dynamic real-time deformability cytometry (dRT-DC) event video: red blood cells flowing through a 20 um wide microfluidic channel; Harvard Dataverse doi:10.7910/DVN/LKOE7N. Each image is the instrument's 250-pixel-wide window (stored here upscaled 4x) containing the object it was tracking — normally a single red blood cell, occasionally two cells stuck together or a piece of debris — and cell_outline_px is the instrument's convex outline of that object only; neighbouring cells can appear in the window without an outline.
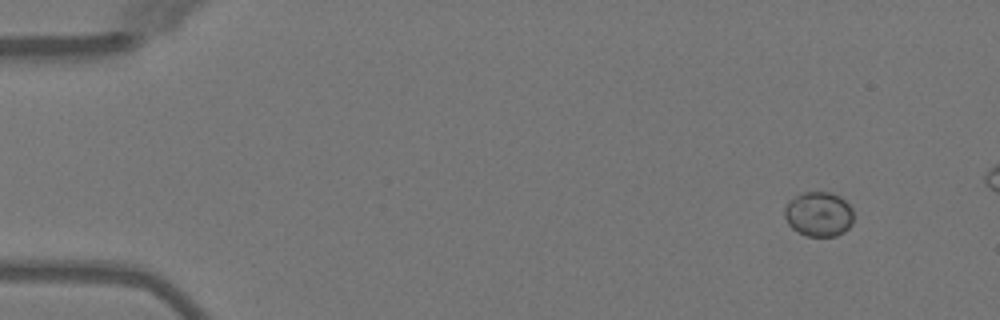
{"species": "Egyptian fruit bat (a non-hibernating species)", "species_latin": "Rousettus aegyptiacus", "temperature_condition": "warm", "stored_images_in_passage": 4, "camera_frame_rate_fps": 3000, "um_per_image_px": 0.085, "animal": {"sex": "female"}, "frame": {"image": 1, "passage_image": 1, "time_ms": 0.0, "image_size_px": [1000, 320], "cell_outline_px": [[852, 224], [844, 232], [836, 236], [808, 236], [792, 228], [788, 224], [784, 216], [784, 208], [788, 200], [800, 192], [832, 192], [840, 196], [852, 208]], "centroid_in_image_um": [69.57, 18.18], "position_along_channel_um": 15.4, "area_um2": 18.15}}